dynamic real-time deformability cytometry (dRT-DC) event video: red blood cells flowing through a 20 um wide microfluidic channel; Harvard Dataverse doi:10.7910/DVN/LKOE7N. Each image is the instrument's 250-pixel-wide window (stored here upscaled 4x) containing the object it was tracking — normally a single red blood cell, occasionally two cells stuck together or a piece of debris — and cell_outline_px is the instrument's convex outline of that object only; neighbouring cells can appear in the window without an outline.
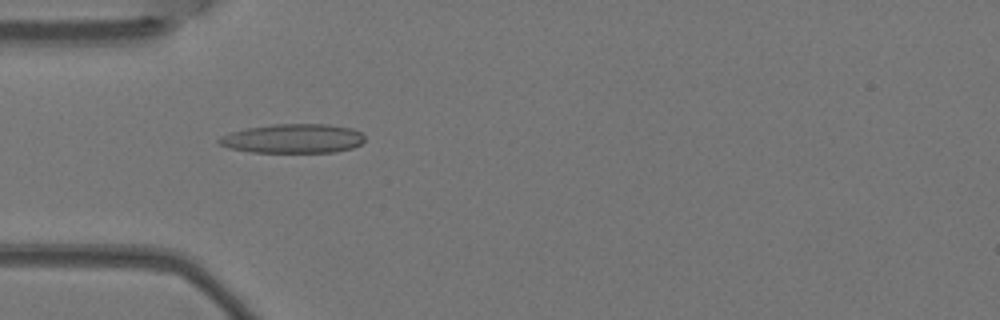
{"species": "Egyptian fruit bat (a non-hibernating species)", "species_latin": "Rousettus aegyptiacus", "temperature_condition": "warm", "stored_images_in_passage": 6, "camera_frame_rate_fps": 3000, "um_per_image_px": 0.085, "animal": {"sex": "female"}, "frame": {"image": 1, "passage_image": 2, "time_ms": 0.333, "image_size_px": [1000, 320], "cell_outline_px": [[364, 140], [360, 144], [352, 148], [336, 152], [252, 152], [228, 148], [220, 144], [216, 140], [220, 136], [232, 132], [248, 128], [272, 124], [328, 124], [352, 128], [360, 132], [364, 136]], "centroid_in_image_um": [24.91, 11.78], "position_along_channel_um": 60.1, "area_um2": 24.8}}
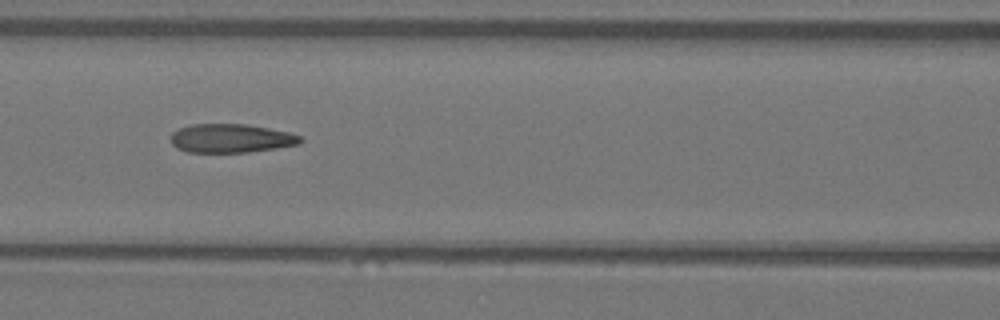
{"frame": {"image": 2, "passage_image": 4, "time_ms": 1.0, "image_size_px": [1000, 320], "cell_outline_px": [[304, 140], [300, 144], [276, 148], [248, 152], [188, 152], [176, 148], [172, 144], [172, 132], [180, 128], [192, 124], [248, 124], [288, 132], [300, 136]], "centroid_in_image_um": [19.65, 11.76], "position_along_channel_um": 147.0, "area_um2": 21.68}}
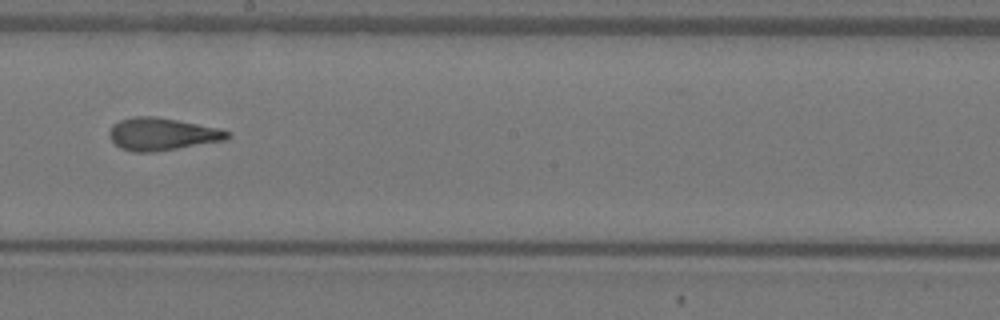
{"frame": {"image": 3, "passage_image": 6, "time_ms": 1.667, "image_size_px": [1000, 320], "cell_outline_px": [[232, 136], [224, 140], [152, 152], [132, 152], [120, 148], [108, 136], [108, 132], [112, 124], [120, 120], [136, 116], [156, 116], [220, 128], [232, 132]], "centroid_in_image_um": [13.76, 11.39], "position_along_channel_um": 234.4, "area_um2": 22.37}}